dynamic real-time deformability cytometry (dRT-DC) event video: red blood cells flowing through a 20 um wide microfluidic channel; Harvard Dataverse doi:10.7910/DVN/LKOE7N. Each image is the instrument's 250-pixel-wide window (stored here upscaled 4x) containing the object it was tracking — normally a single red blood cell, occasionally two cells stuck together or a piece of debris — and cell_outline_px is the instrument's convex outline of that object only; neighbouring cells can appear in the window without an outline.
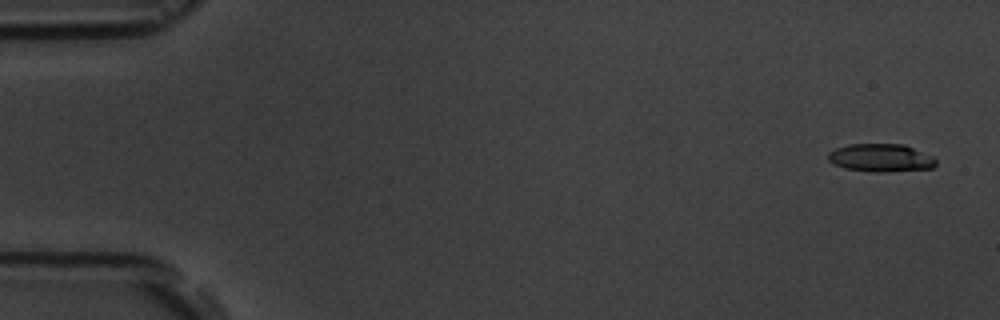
{"species": "common noctule bat (a hibernating species)", "species_latin": "Nyctalus noctula", "temperature_condition": "room temperature", "stored_images_in_passage": 7, "camera_frame_rate_fps": 3000, "um_per_image_px": 0.085, "animal": {"sex": "male", "body_mass_g": 19.5, "forearm_length_mm": 54.6}, "frame": {"image": 1, "passage_image": 1, "time_ms": 0.0, "image_size_px": [1000, 320], "cell_outline_px": [[936, 164], [932, 168], [880, 172], [872, 172], [844, 168], [828, 160], [828, 152], [836, 148], [848, 144], [904, 144], [932, 156], [936, 160]], "centroid_in_image_um": [74.85, 13.41], "position_along_channel_um": 10.1, "area_um2": 17.46}}
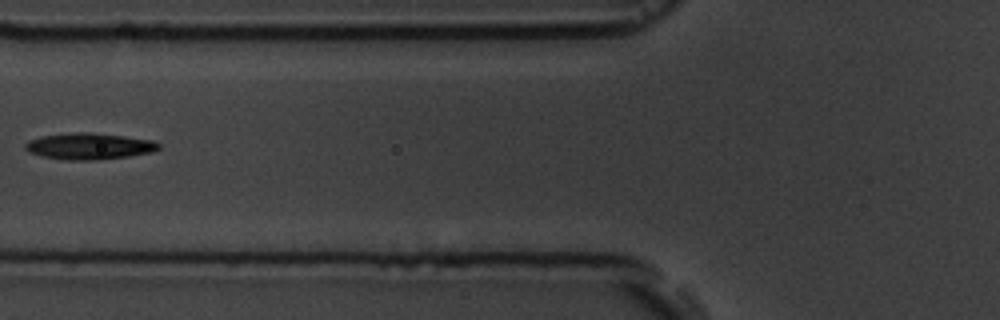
{"frame": {"image": 2, "passage_image": 6, "time_ms": 6.667, "image_size_px": [1000, 320], "cell_outline_px": [[160, 148], [152, 152], [128, 156], [92, 160], [68, 160], [40, 156], [28, 152], [24, 148], [24, 144], [28, 140], [40, 136], [76, 132], [88, 132], [124, 136], [152, 140], [160, 144]], "centroid_in_image_um": [7.53, 12.42], "position_along_channel_um": 118.3, "area_um2": 20.52}}
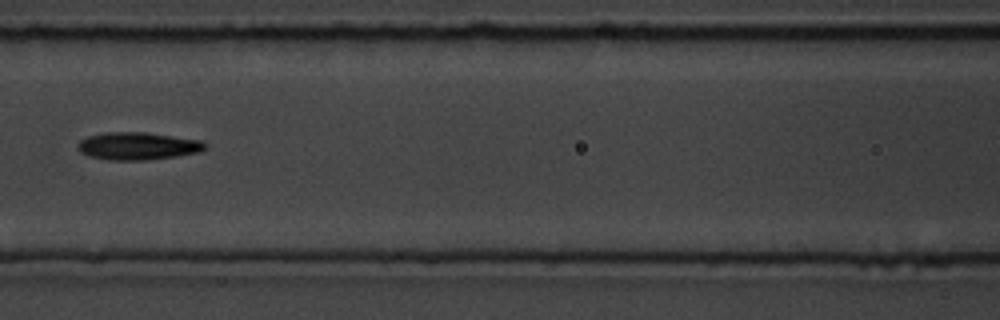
{"frame": {"image": 3, "passage_image": 7, "time_ms": 7.667, "image_size_px": [1000, 320], "cell_outline_px": [[208, 144], [200, 152], [176, 156], [144, 160], [108, 160], [92, 156], [80, 152], [76, 148], [76, 144], [80, 140], [88, 136], [104, 132], [144, 132], [200, 140]], "centroid_in_image_um": [11.68, 12.41], "position_along_channel_um": 154.9, "area_um2": 20.4}}